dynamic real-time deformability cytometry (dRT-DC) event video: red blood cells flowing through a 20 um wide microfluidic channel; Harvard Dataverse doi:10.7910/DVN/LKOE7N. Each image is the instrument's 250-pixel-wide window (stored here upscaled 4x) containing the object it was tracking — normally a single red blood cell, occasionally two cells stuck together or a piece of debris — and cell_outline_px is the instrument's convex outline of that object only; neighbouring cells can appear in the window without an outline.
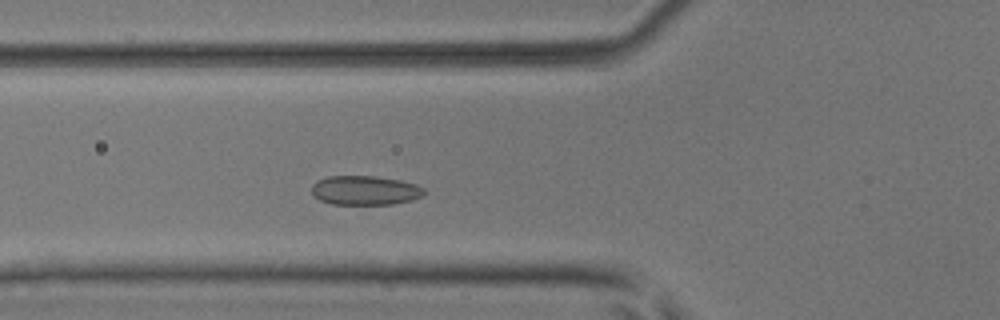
{"species": "common noctule bat (a hibernating species)", "species_latin": "Nyctalus noctula", "temperature_condition": "room temperature", "stored_images_in_passage": 4, "camera_frame_rate_fps": 3000, "um_per_image_px": 0.085, "animal": {"sex": "male", "body_mass_g": 17.9, "forearm_length_mm": 54.2}, "frame": {"image": 1, "passage_image": 4, "time_ms": 1.0, "image_size_px": [1000, 320], "cell_outline_px": [[424, 192], [420, 196], [408, 200], [392, 204], [332, 204], [320, 200], [312, 192], [312, 184], [316, 180], [328, 176], [372, 176], [400, 180], [416, 184], [424, 188]], "centroid_in_image_um": [30.98, 16.17], "position_along_channel_um": 94.8, "area_um2": 18.96}}